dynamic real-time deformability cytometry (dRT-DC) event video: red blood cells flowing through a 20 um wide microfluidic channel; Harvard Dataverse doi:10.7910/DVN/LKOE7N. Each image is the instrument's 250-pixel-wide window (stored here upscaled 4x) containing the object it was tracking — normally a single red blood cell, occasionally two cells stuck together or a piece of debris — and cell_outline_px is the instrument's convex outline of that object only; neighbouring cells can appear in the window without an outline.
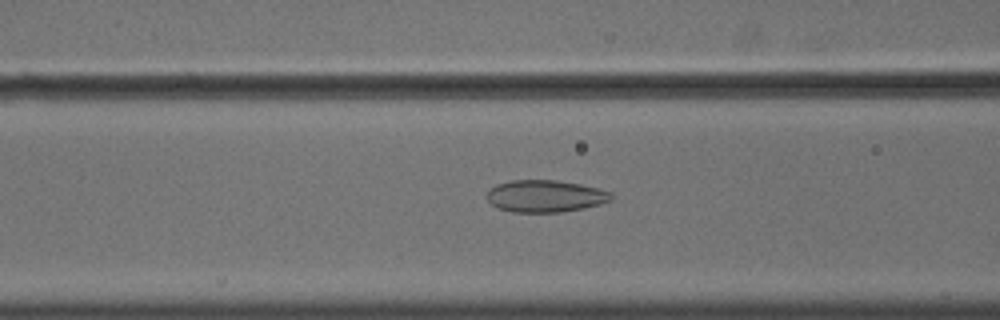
{"species": "common noctule bat (a hibernating species)", "species_latin": "Nyctalus noctula", "temperature_condition": "cold", "stored_images_in_passage": 51, "camera_frame_rate_fps": 3000, "um_per_image_px": 0.085, "animal": {"sex": "male", "body_mass_g": 18.8}, "frame": {"image": 1, "passage_image": 23, "time_ms": 7.333, "image_size_px": [1000, 320], "cell_outline_px": [[612, 200], [600, 204], [584, 208], [560, 212], [512, 212], [496, 208], [484, 196], [496, 184], [512, 180], [556, 180], [580, 184], [612, 192]], "centroid_in_image_um": [46.33, 16.67], "position_along_channel_um": 120.3, "area_um2": 23.29}}
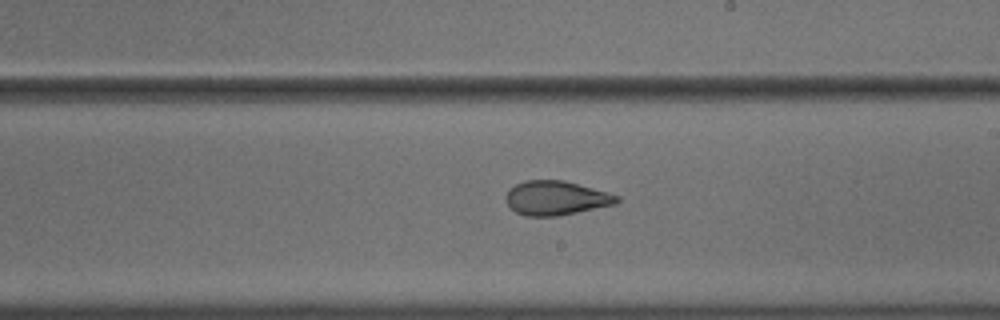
{"frame": {"image": 2, "passage_image": 33, "time_ms": 10.667, "image_size_px": [1000, 320], "cell_outline_px": [[620, 200], [616, 204], [556, 216], [524, 216], [516, 212], [508, 204], [504, 196], [508, 188], [524, 180], [564, 180], [608, 192], [620, 196]], "centroid_in_image_um": [47.24, 16.82], "position_along_channel_um": 241.8, "area_um2": 22.2}}
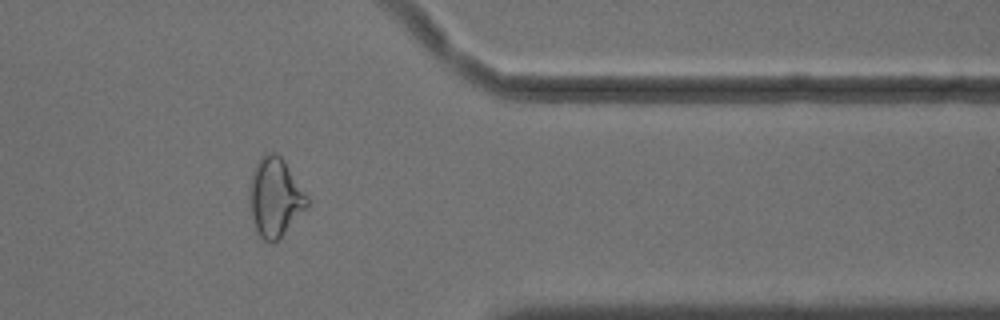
{"frame": {"image": 3, "passage_image": 46, "time_ms": 15.0, "image_size_px": [1000, 320], "cell_outline_px": [[308, 208], [280, 240], [272, 244], [264, 240], [260, 236], [256, 228], [252, 216], [248, 196], [248, 192], [252, 172], [260, 156], [268, 152], [272, 152], [280, 156], [284, 160], [308, 196]], "centroid_in_image_um": [23.39, 16.8], "position_along_channel_um": 388.0, "area_um2": 26.88}}